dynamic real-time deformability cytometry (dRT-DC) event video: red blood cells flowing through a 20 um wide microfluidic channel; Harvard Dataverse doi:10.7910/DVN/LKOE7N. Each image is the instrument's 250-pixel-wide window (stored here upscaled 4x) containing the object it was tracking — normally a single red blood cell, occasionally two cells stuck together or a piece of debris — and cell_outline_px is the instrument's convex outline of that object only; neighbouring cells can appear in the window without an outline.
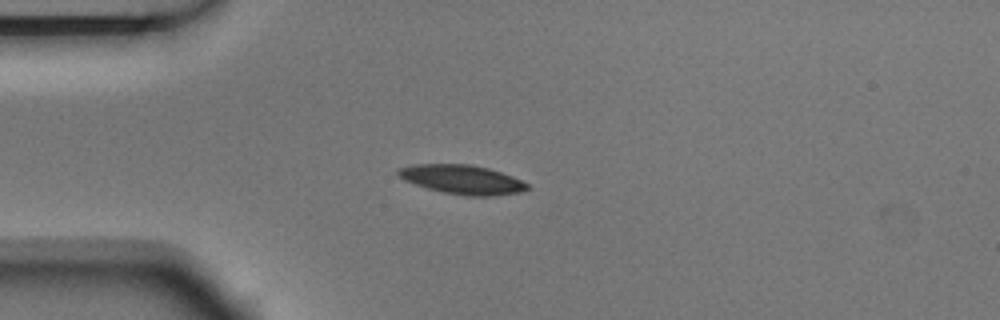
{"species": "Egyptian fruit bat (a non-hibernating species)", "species_latin": "Rousettus aegyptiacus", "temperature_condition": "room temperature", "stored_images_in_passage": 5, "camera_frame_rate_fps": 3000, "um_per_image_px": 0.085, "animal": {"sex": "male"}, "frame": {"image": 1, "passage_image": 3, "time_ms": 0.667, "image_size_px": [1000, 320], "cell_outline_px": [[528, 188], [520, 192], [496, 196], [468, 196], [444, 192], [428, 188], [404, 180], [396, 176], [396, 168], [412, 164], [472, 164], [488, 168], [512, 176], [528, 184]], "centroid_in_image_um": [39.24, 15.25], "position_along_channel_um": 45.8, "area_um2": 21.96}}
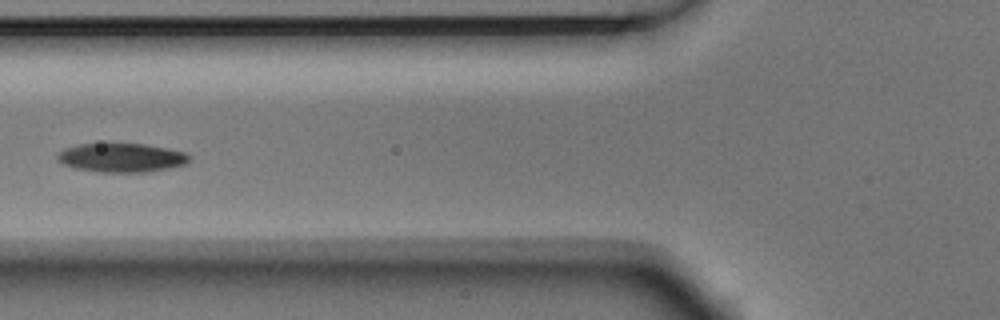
{"frame": {"image": 2, "passage_image": 5, "time_ms": 1.333, "image_size_px": [1000, 320], "cell_outline_px": [[192, 160], [188, 164], [168, 168], [144, 172], [96, 172], [76, 168], [64, 164], [56, 156], [64, 148], [80, 144], [108, 140], [144, 144], [168, 148], [188, 152], [192, 156]], "centroid_in_image_um": [10.38, 13.35], "position_along_channel_um": 115.4, "area_um2": 23.24}}